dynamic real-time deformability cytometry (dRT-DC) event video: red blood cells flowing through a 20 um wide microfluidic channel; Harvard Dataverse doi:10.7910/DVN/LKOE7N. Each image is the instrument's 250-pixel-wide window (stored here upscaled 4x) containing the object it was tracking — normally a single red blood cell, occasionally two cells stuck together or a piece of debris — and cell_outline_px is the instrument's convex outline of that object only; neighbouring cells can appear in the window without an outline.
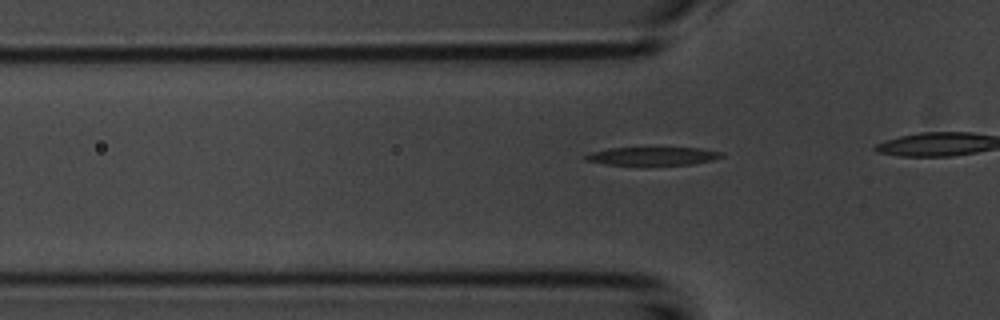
{"species": "common noctule bat (a hibernating species)", "species_latin": "Nyctalus noctula", "temperature_condition": "room temperature", "stored_images_in_passage": 37, "camera_frame_rate_fps": 3000, "um_per_image_px": 0.085, "animal": {"sex": "male", "body_mass_g": 20.1, "forearm_length_mm": 53.5}, "frame": {"image": 1, "passage_image": 12, "time_ms": 3.667, "image_size_px": [1000, 320], "cell_outline_px": [[724, 156], [712, 160], [692, 164], [604, 164], [584, 160], [580, 156], [592, 152], [608, 148], [700, 148], [724, 152]], "centroid_in_image_um": [55.45, 13.25], "position_along_channel_um": 70.4, "area_um2": 14.28}}
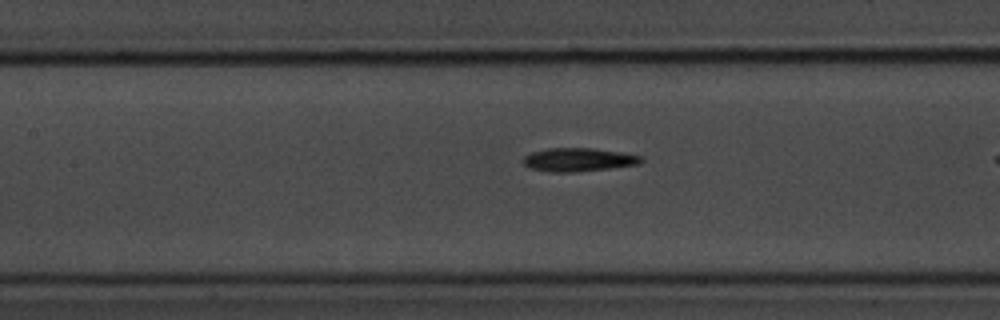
{"frame": {"image": 2, "passage_image": 19, "time_ms": 6.0, "image_size_px": [1000, 320], "cell_outline_px": [[644, 160], [640, 164], [576, 172], [552, 172], [532, 168], [524, 164], [524, 156], [532, 152], [548, 148], [592, 148], [620, 152], [644, 156]], "centroid_in_image_um": [49.22, 13.57], "position_along_channel_um": 158.2, "area_um2": 16.01}}
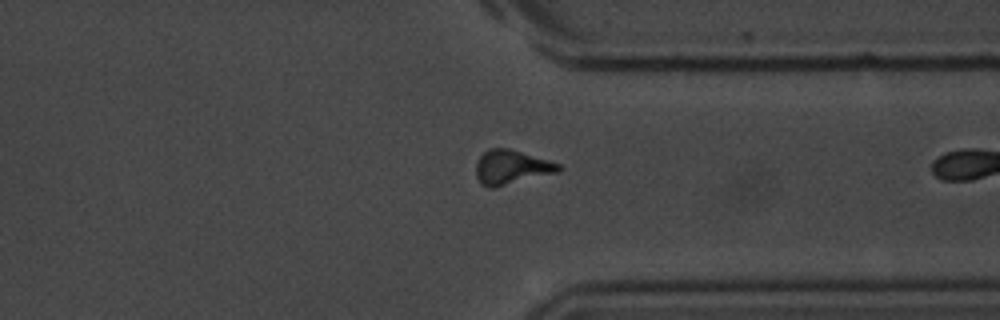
{"frame": {"image": 3, "passage_image": 36, "time_ms": 11.667, "image_size_px": [1000, 320], "cell_outline_px": [[564, 168], [560, 172], [496, 188], [488, 188], [480, 184], [476, 176], [476, 164], [480, 156], [488, 148], [508, 148], [548, 160], [560, 164]], "centroid_in_image_um": [43.48, 14.24], "position_along_channel_um": 367.9, "area_um2": 16.82}}